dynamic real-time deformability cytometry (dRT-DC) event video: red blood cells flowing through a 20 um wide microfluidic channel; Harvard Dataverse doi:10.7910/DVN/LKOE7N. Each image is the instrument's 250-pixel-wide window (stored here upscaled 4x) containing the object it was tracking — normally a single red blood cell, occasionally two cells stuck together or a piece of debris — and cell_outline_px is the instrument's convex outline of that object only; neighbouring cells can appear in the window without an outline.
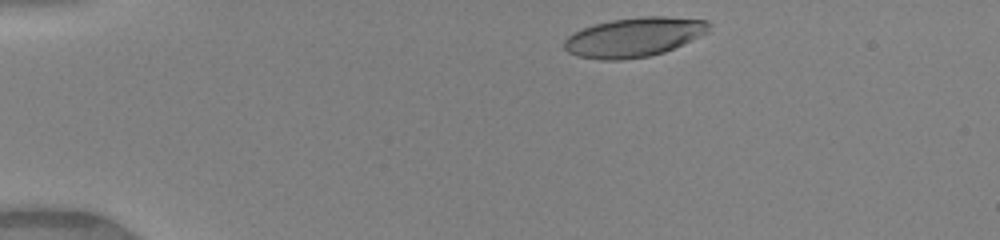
{"species": "human", "species_latin": "Homo sapiens", "temperature_condition": "warm", "stored_images_in_passage": 42, "camera_frame_rate_fps": 3000, "um_per_image_px": 0.085, "donor": {"sex": "female"}, "frame": {"image": 1, "passage_image": 2, "time_ms": 0.333, "image_size_px": [1000, 240], "cell_outline_px": [[712, 24], [708, 32], [700, 36], [664, 52], [648, 56], [624, 60], [600, 60], [576, 56], [568, 52], [564, 48], [564, 40], [568, 36], [584, 28], [596, 24], [612, 20], [640, 16], [664, 16], [708, 20]], "centroid_in_image_um": [53.91, 3.16], "position_along_channel_um": 31.1, "area_um2": 33.18}}
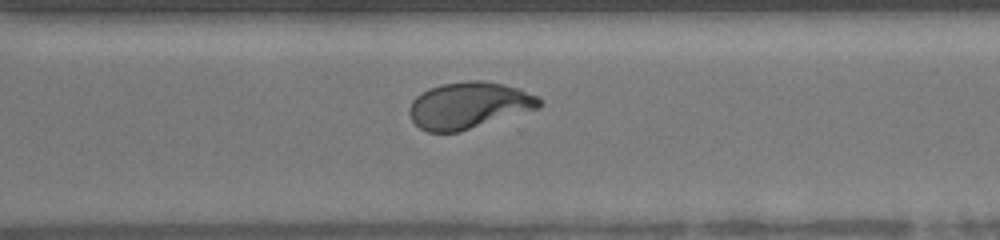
{"frame": {"image": 2, "passage_image": 29, "time_ms": 9.333, "image_size_px": [1000, 240], "cell_outline_px": [[540, 108], [460, 132], [428, 132], [420, 128], [412, 120], [408, 112], [408, 108], [412, 100], [416, 96], [428, 88], [440, 84], [468, 80], [480, 80], [504, 84], [540, 96]], "centroid_in_image_um": [39.83, 8.95], "position_along_channel_um": 330.8, "area_um2": 35.49}}
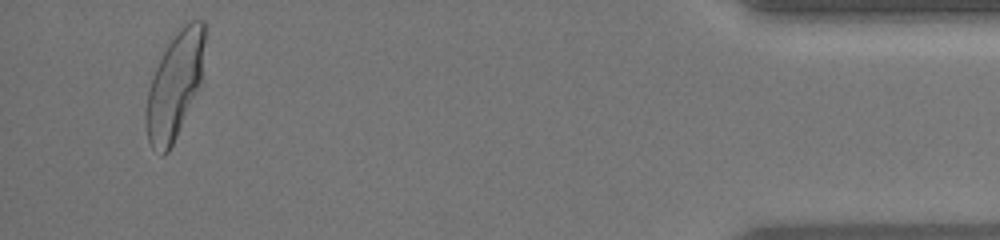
{"frame": {"image": 3, "passage_image": 40, "time_ms": 13.0, "image_size_px": [1000, 240], "cell_outline_px": [[204, 40], [200, 80], [172, 144], [168, 152], [164, 156], [160, 156], [152, 148], [148, 140], [144, 120], [144, 116], [148, 92], [156, 68], [168, 44], [180, 28], [188, 20], [204, 20]], "centroid_in_image_um": [14.8, 7.29], "position_along_channel_um": 420.4, "area_um2": 35.03}, "authors_computed_cell_mechanics": {"area_um2": 35.1713, "velocity_mm_per_s": 4.1134, "shape_relaxation_time_tau1_ms": 4.0176, "shape_relaxation_time_tau2_ms": 0.8219, "deformation_change_tau1": 0.2178, "deformation_change_tau2": 0.074}}